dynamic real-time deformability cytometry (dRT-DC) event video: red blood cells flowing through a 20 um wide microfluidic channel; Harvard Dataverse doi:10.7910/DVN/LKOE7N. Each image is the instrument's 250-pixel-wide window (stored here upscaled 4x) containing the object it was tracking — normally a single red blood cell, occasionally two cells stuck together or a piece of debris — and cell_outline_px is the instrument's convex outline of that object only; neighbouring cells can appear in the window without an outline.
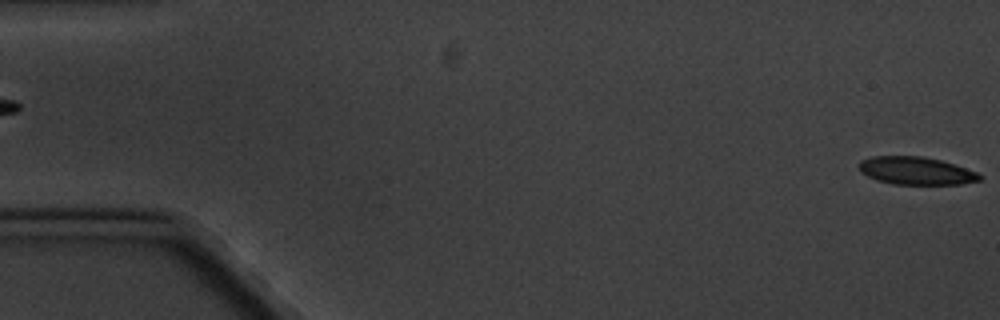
{"species": "common noctule bat (a hibernating species)", "species_latin": "Nyctalus noctula", "temperature_condition": "cold", "stored_images_in_passage": 6, "segment_of_instrument_passage": [2, 2], "camera_frame_rate_fps": 3000, "um_per_image_px": 0.085, "animal": {"sex": "male", "body_mass_g": 20.1, "forearm_length_mm": 53.5}, "frame": {"image": 1, "passage_image": 6, "time_ms": 5.667, "image_size_px": [1000, 320], "cell_outline_px": [[984, 176], [980, 180], [960, 184], [892, 184], [876, 180], [860, 172], [856, 164], [860, 160], [872, 156], [924, 156], [956, 164], [976, 172]], "centroid_in_image_um": [77.83, 14.51], "position_along_channel_um": 7.2, "area_um2": 19.77}}